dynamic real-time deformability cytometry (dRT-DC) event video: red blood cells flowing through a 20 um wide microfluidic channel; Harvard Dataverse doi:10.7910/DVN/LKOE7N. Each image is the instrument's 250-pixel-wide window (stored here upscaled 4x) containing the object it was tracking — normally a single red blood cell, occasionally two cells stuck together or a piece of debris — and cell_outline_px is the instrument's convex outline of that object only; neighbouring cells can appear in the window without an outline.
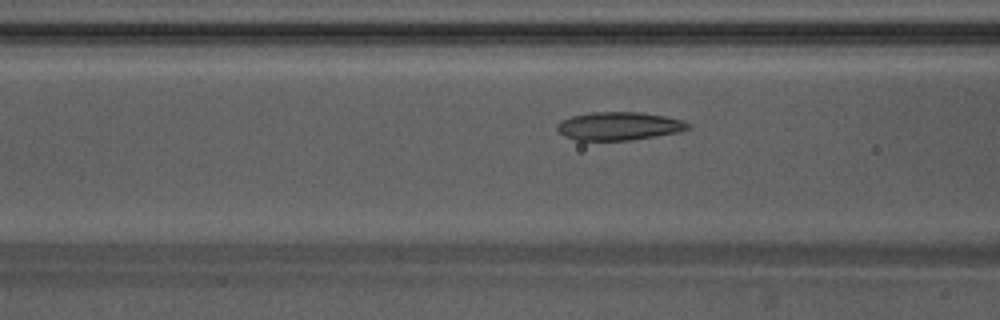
{"species": "Egyptian fruit bat (a non-hibernating species)", "species_latin": "Rousettus aegyptiacus", "temperature_condition": "warm", "stored_images_in_passage": 49, "camera_frame_rate_fps": 3000, "um_per_image_px": 0.085, "animal": {"sex": "male"}, "frame": {"image": 1, "passage_image": 20, "time_ms": 6.333, "image_size_px": [1000, 320], "cell_outline_px": [[692, 128], [680, 132], [656, 136], [628, 140], [576, 140], [564, 136], [556, 128], [556, 124], [560, 120], [572, 116], [592, 112], [640, 112], [664, 116], [684, 120], [692, 124]], "centroid_in_image_um": [52.65, 10.71], "position_along_channel_um": 114.0, "area_um2": 21.68}}
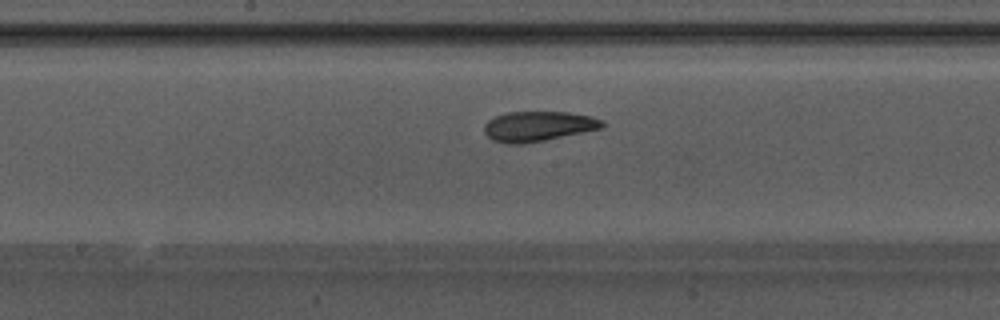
{"frame": {"image": 2, "passage_image": 27, "time_ms": 8.667, "image_size_px": [1000, 320], "cell_outline_px": [[604, 128], [544, 140], [520, 144], [508, 144], [492, 140], [484, 132], [484, 124], [488, 120], [496, 116], [508, 112], [568, 112], [592, 116], [604, 120]], "centroid_in_image_um": [45.76, 10.73], "position_along_channel_um": 202.4, "area_um2": 20.69}}
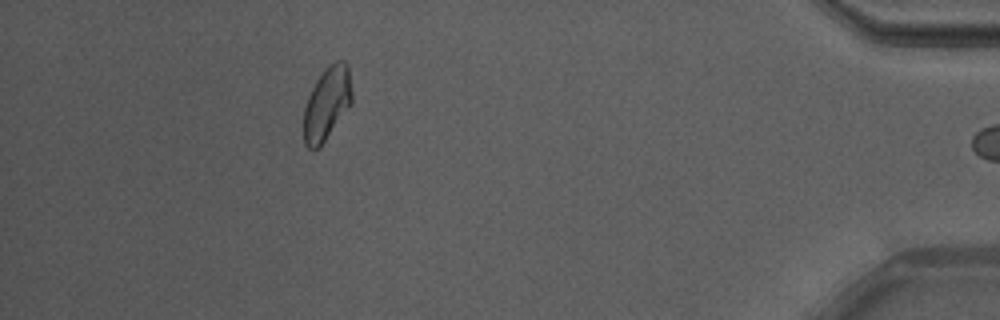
{"frame": {"image": 3, "passage_image": 48, "time_ms": 15.667, "image_size_px": [1000, 320], "cell_outline_px": [[352, 104], [320, 148], [308, 148], [304, 144], [304, 108], [308, 96], [316, 80], [328, 64], [336, 60], [344, 60], [348, 64], [352, 92]], "centroid_in_image_um": [27.8, 8.79], "position_along_channel_um": 407.4, "area_um2": 20.81}, "authors_computed_cell_mechanics": {"area_um2": 21.0392, "velocity_mm_per_s": 3.7944, "shape_relaxation_time_tau1_ms": 10.42, "shape_relaxation_time_tau2_ms": 2.3869, "deformation_change_tau1": 0.1902, "deformation_change_tau2": 0.0922}}